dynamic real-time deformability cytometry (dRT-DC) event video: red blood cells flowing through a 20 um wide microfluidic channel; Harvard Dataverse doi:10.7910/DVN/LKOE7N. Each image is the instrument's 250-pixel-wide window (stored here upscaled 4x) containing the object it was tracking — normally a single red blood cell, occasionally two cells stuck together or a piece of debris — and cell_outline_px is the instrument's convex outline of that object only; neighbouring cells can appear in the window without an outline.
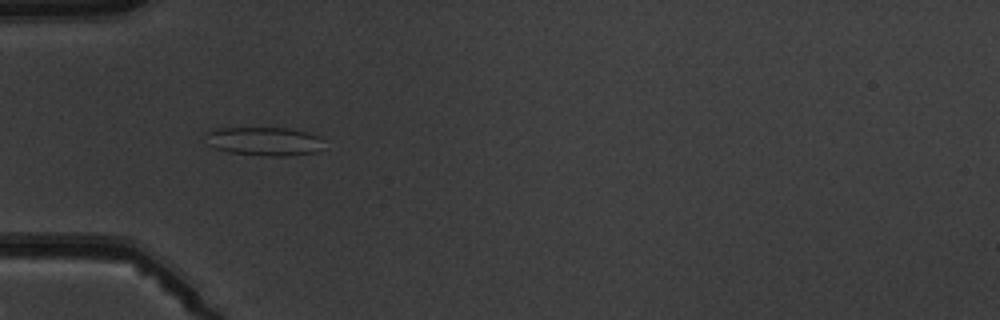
{"species": "common noctule bat (a hibernating species)", "species_latin": "Nyctalus noctula", "temperature_condition": "warm", "stored_images_in_passage": 7, "camera_frame_rate_fps": 3000, "um_per_image_px": 0.085, "animal": {"sex": "male", "body_mass_g": 19.5, "forearm_length_mm": 54.6}, "frame": {"image": 1, "passage_image": 6, "time_ms": 5.667, "image_size_px": [1000, 320], "cell_outline_px": [[324, 140], [320, 148], [316, 152], [288, 156], [264, 156], [228, 152], [216, 148], [208, 144], [204, 132], [216, 128], [288, 128], [308, 132], [320, 136]], "centroid_in_image_um": [22.46, 12.0], "position_along_channel_um": 62.5, "area_um2": 19.94}}
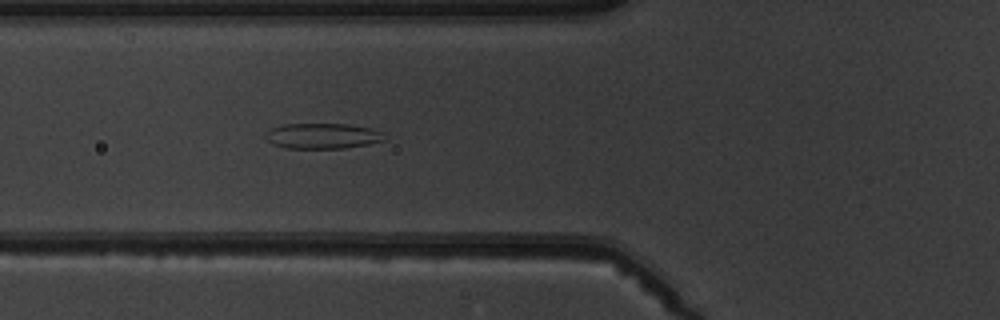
{"frame": {"image": 2, "passage_image": 7, "time_ms": 6.667, "image_size_px": [1000, 320], "cell_outline_px": [[384, 140], [368, 144], [344, 148], [284, 148], [272, 144], [264, 136], [264, 132], [272, 128], [284, 124], [348, 124], [372, 128], [384, 132]], "centroid_in_image_um": [27.4, 11.55], "position_along_channel_um": 98.4, "area_um2": 17.74}}